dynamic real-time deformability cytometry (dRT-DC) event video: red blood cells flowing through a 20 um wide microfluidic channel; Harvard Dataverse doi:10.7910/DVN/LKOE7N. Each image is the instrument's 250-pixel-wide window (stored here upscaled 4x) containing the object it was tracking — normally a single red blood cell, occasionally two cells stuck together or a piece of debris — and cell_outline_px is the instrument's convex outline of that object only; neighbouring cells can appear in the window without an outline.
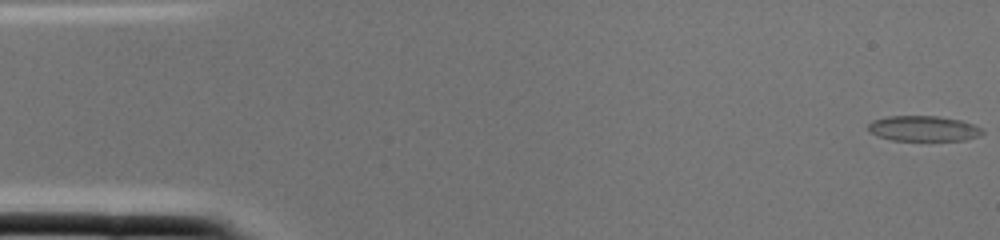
{"species": "common noctule bat (a hibernating species)", "species_latin": "Nyctalus noctula", "temperature_condition": "cold", "stored_images_in_passage": 2, "camera_frame_rate_fps": 3000, "um_per_image_px": 0.085, "animal": {"sex": "female", "body_mass_g": 22.0, "forearm_length_mm": 56.7}, "frame": {"image": 1, "passage_image": 1, "time_ms": 0.0, "image_size_px": [1000, 240], "cell_outline_px": [[984, 132], [980, 136], [964, 140], [892, 140], [868, 132], [868, 124], [872, 120], [888, 116], [936, 116], [960, 120], [972, 124], [980, 128]], "centroid_in_image_um": [78.47, 10.92], "position_along_channel_um": 6.5, "area_um2": 16.76}}
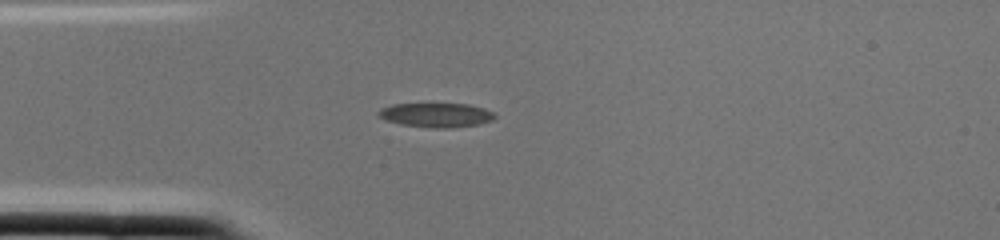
{"frame": {"image": 2, "passage_image": 2, "time_ms": 0.333, "image_size_px": [1000, 240], "cell_outline_px": [[496, 116], [492, 120], [480, 124], [452, 128], [432, 128], [400, 124], [376, 116], [376, 112], [380, 108], [392, 104], [468, 104], [484, 108], [496, 112]], "centroid_in_image_um": [37.08, 9.78], "position_along_channel_um": 47.9, "area_um2": 16.65}}